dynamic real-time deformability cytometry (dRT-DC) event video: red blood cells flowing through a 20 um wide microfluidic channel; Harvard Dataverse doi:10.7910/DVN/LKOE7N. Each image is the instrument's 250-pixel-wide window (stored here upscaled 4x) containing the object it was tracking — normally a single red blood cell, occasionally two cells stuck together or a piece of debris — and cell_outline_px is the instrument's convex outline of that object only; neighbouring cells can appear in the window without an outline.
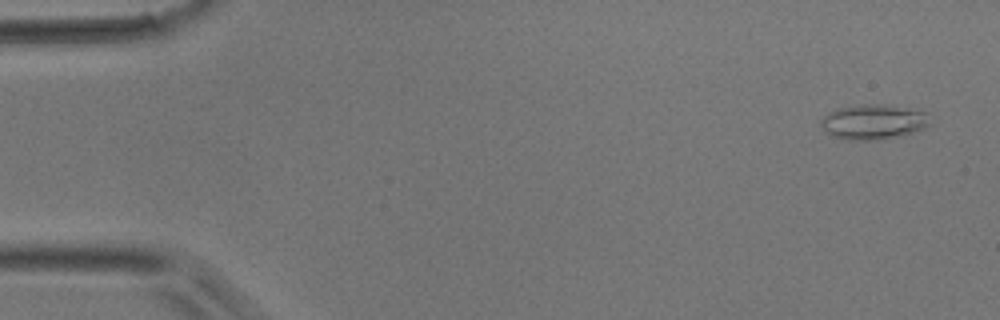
{"species": "common noctule bat (a hibernating species)", "species_latin": "Nyctalus noctula", "temperature_condition": "room temperature", "stored_images_in_passage": 46, "camera_frame_rate_fps": 3000, "um_per_image_px": 0.085, "animal": {"sex": "male", "body_mass_g": 17.9}, "frame": {"image": 1, "passage_image": 2, "time_ms": 0.333, "image_size_px": [1000, 320], "cell_outline_px": [[928, 124], [924, 128], [900, 136], [880, 140], [848, 140], [824, 132], [820, 124], [820, 120], [828, 112], [840, 108], [868, 104], [872, 104], [904, 108], [924, 112]], "centroid_in_image_um": [74.15, 10.39], "position_along_channel_um": 10.8, "area_um2": 21.62}}
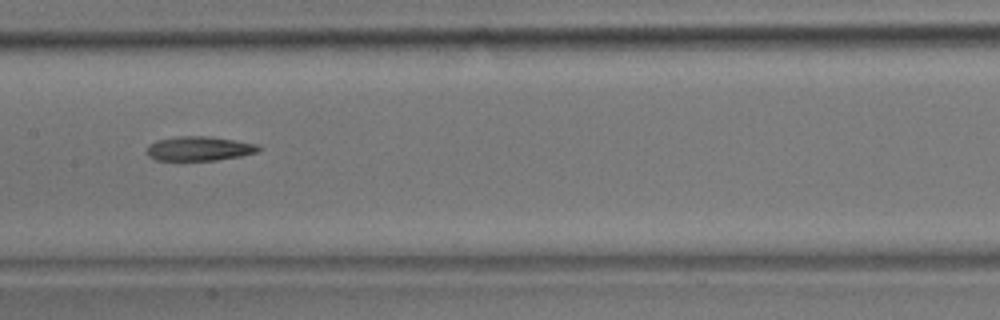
{"frame": {"image": 2, "passage_image": 23, "time_ms": 7.333, "image_size_px": [1000, 320], "cell_outline_px": [[260, 148], [256, 152], [240, 156], [216, 160], [156, 160], [148, 156], [148, 144], [156, 140], [180, 136], [208, 136], [236, 140], [256, 144]], "centroid_in_image_um": [16.91, 12.62], "position_along_channel_um": 190.5, "area_um2": 15.72}}
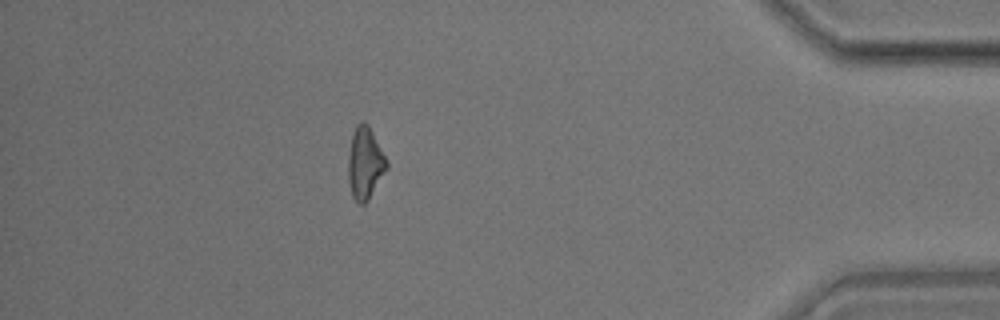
{"frame": {"image": 3, "passage_image": 41, "time_ms": 13.333, "image_size_px": [1000, 320], "cell_outline_px": [[388, 168], [368, 200], [364, 204], [356, 204], [352, 196], [348, 180], [348, 156], [352, 132], [356, 124], [360, 120], [364, 120], [368, 124], [388, 164]], "centroid_in_image_um": [31.0, 13.87], "position_along_channel_um": 404.2, "area_um2": 16.24}}